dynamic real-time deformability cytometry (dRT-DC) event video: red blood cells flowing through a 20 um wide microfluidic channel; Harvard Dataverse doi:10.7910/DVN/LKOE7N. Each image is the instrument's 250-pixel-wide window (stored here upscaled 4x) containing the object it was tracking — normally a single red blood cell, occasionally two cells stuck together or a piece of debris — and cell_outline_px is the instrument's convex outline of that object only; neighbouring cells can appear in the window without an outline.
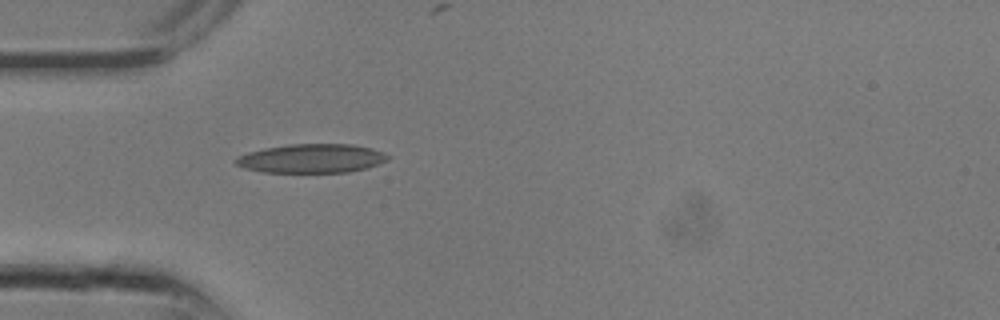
{"species": "common noctule bat (a hibernating species)", "species_latin": "Nyctalus noctula", "temperature_condition": "room temperature", "stored_images_in_passage": 2, "camera_frame_rate_fps": 3000, "um_per_image_px": 0.085, "animal": {"sex": "male", "body_mass_g": 13.3}, "frame": {"image": 1, "passage_image": 1, "time_ms": 0.0, "image_size_px": [1000, 320], "cell_outline_px": [[392, 156], [388, 160], [368, 168], [348, 172], [264, 172], [244, 168], [236, 164], [232, 160], [236, 156], [248, 152], [264, 148], [288, 144], [352, 144], [372, 148], [384, 152]], "centroid_in_image_um": [26.5, 13.46], "position_along_channel_um": 58.5, "area_um2": 25.89}}